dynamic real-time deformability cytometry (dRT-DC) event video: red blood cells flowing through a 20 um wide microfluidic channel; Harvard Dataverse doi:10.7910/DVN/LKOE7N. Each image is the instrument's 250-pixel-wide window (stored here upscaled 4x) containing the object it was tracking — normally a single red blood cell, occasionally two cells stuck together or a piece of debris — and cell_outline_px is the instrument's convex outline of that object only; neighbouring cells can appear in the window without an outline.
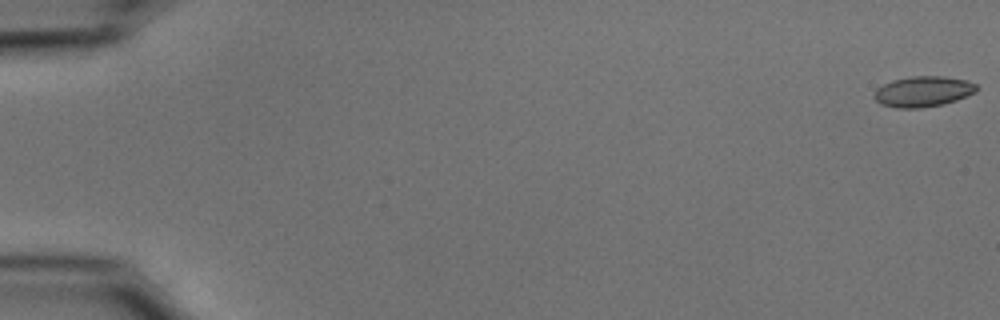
{"species": "common noctule bat (a hibernating species)", "species_latin": "Nyctalus noctula", "temperature_condition": "cold", "stored_images_in_passage": 55, "camera_frame_rate_fps": 3000, "um_per_image_px": 0.085, "animal": {"sex": "male", "body_mass_g": 15.6}, "frame": {"image": 1, "passage_image": 1, "time_ms": 0.0, "image_size_px": [1000, 320], "cell_outline_px": [[976, 92], [956, 100], [944, 104], [920, 108], [896, 108], [880, 104], [872, 96], [876, 88], [892, 80], [912, 76], [940, 76], [968, 80], [976, 84]], "centroid_in_image_um": [78.43, 7.78], "position_along_channel_um": 6.6, "area_um2": 18.32}}
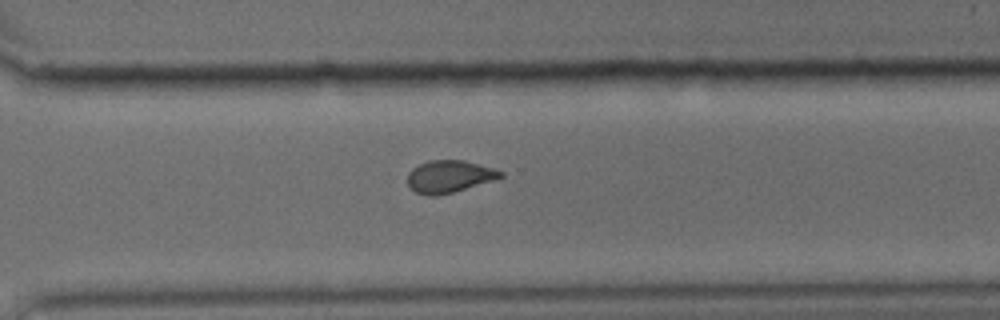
{"frame": {"image": 2, "passage_image": 40, "time_ms": 13.0, "image_size_px": [1000, 320], "cell_outline_px": [[504, 176], [492, 180], [452, 192], [436, 196], [428, 196], [416, 192], [408, 184], [408, 172], [412, 168], [428, 160], [464, 160], [492, 168], [504, 172]], "centroid_in_image_um": [38.16, 14.99], "position_along_channel_um": 332.4, "area_um2": 17.22}}
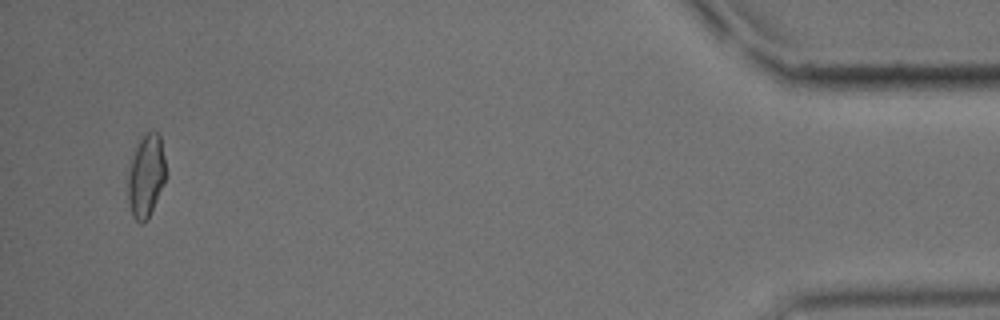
{"frame": {"image": 3, "passage_image": 53, "time_ms": 17.333, "image_size_px": [1000, 320], "cell_outline_px": [[168, 176], [148, 220], [144, 224], [140, 224], [132, 216], [128, 200], [128, 176], [132, 148], [136, 140], [140, 136], [148, 132], [160, 132]], "centroid_in_image_um": [12.42, 14.91], "position_along_channel_um": 422.8, "area_um2": 19.31}, "authors_computed_cell_mechanics": {"area_um2": 18.0336, "velocity_mm_per_s": 3.7406, "shape_relaxation_time_tau1_ms": 5.7872, "shape_relaxation_time_tau2_ms": 1.8158, "deformation_change_tau1": 0.1371, "deformation_change_tau2": 0.065}}